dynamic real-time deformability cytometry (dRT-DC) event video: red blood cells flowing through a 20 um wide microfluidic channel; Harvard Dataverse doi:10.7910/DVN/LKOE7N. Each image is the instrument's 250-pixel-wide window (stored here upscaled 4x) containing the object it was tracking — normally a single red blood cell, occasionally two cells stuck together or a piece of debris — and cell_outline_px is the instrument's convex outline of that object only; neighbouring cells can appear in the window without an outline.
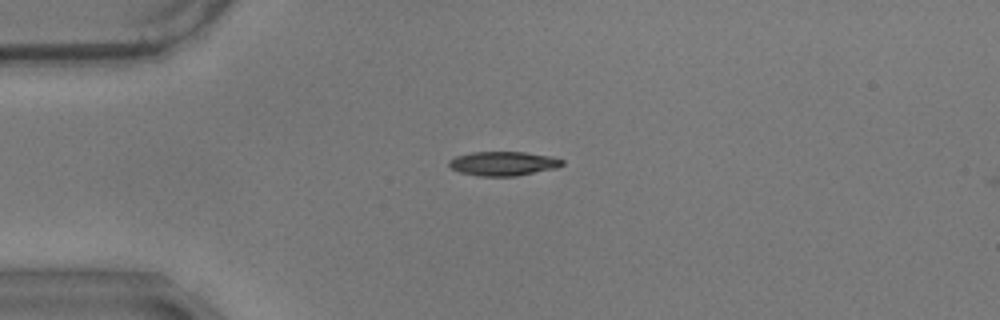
{"species": "common noctule bat (a hibernating species)", "species_latin": "Nyctalus noctula", "temperature_condition": "warm", "stored_images_in_passage": 2, "camera_frame_rate_fps": 3000, "um_per_image_px": 0.085, "animal": {"sex": "male", "body_mass_g": 17.9}, "frame": {"image": 1, "passage_image": 1, "time_ms": 0.0, "image_size_px": [1000, 320], "cell_outline_px": [[564, 164], [556, 168], [516, 176], [480, 176], [460, 172], [452, 168], [448, 164], [448, 160], [456, 156], [472, 152], [524, 152], [552, 156], [564, 160]], "centroid_in_image_um": [42.79, 13.89], "position_along_channel_um": 42.2, "area_um2": 15.95}}